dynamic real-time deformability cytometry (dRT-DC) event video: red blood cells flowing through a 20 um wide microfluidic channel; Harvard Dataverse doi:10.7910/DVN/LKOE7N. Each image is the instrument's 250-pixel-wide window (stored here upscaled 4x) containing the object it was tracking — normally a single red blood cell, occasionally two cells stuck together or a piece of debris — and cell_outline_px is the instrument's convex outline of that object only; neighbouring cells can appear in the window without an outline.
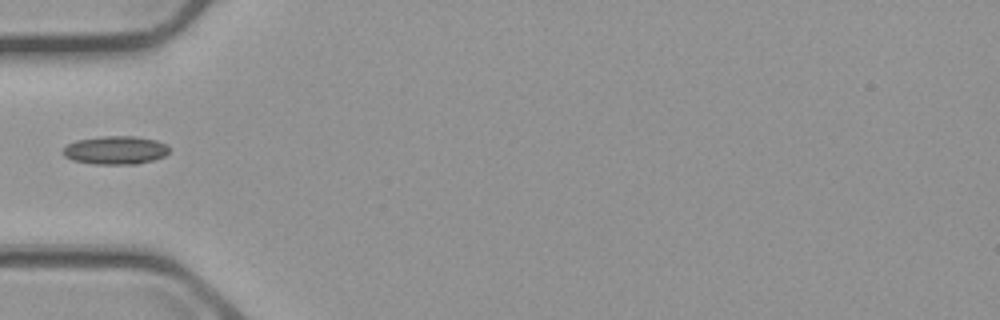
{"species": "common noctule bat (a hibernating species)", "species_latin": "Nyctalus noctula", "temperature_condition": "cold", "stored_images_in_passage": 5, "camera_frame_rate_fps": 3000, "um_per_image_px": 0.085, "animal": {"sex": "male", "body_mass_g": 23.1, "forearm_length_mm": 52.7}, "frame": {"image": 1, "passage_image": 5, "time_ms": 4.667, "image_size_px": [1000, 320], "cell_outline_px": [[168, 152], [164, 156], [152, 160], [136, 164], [92, 164], [72, 160], [64, 156], [64, 148], [68, 144], [76, 140], [100, 136], [132, 136], [156, 140], [168, 144]], "centroid_in_image_um": [9.81, 12.76], "position_along_channel_um": 75.2, "area_um2": 17.51}}